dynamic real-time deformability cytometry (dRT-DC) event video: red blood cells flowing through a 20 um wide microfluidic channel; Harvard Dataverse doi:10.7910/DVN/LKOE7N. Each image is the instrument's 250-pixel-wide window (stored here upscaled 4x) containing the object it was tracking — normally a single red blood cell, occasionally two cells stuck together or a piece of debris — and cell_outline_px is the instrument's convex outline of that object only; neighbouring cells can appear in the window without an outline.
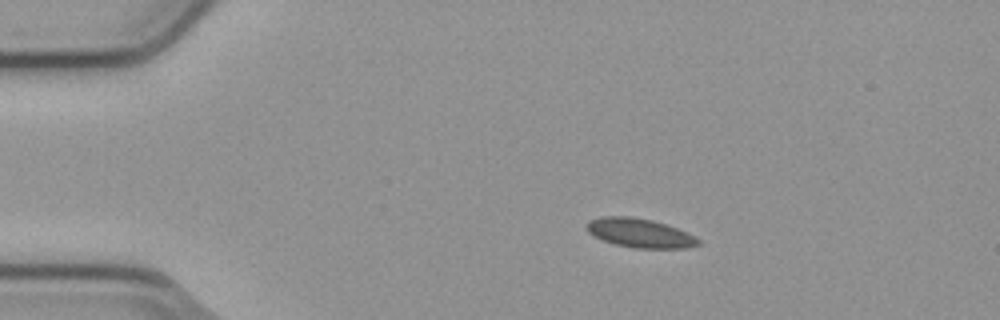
{"species": "common noctule bat (a hibernating species)", "species_latin": "Nyctalus noctula", "temperature_condition": "cold", "stored_images_in_passage": 6, "camera_frame_rate_fps": 3000, "um_per_image_px": 0.085, "animal": {"sex": "male", "body_mass_g": 23.1, "forearm_length_mm": 52.7}, "frame": {"image": 1, "passage_image": 3, "time_ms": 0.667, "image_size_px": [1000, 320], "cell_outline_px": [[700, 244], [688, 248], [632, 248], [616, 244], [604, 240], [588, 232], [588, 220], [604, 216], [628, 216], [652, 220], [676, 228], [700, 240]], "centroid_in_image_um": [54.38, 19.81], "position_along_channel_um": 30.6, "area_um2": 18.5}}
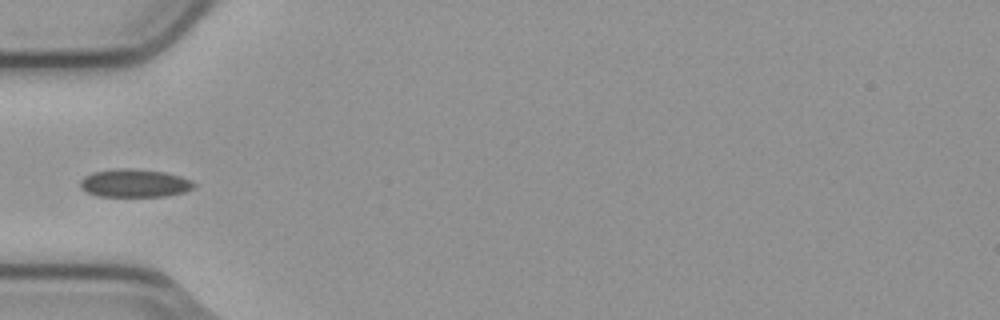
{"frame": {"image": 2, "passage_image": 5, "time_ms": 1.333, "image_size_px": [1000, 320], "cell_outline_px": [[196, 184], [192, 188], [184, 192], [164, 196], [96, 196], [80, 188], [80, 180], [84, 176], [92, 172], [116, 168], [132, 168], [164, 172], [180, 176], [192, 180]], "centroid_in_image_um": [11.41, 15.56], "position_along_channel_um": 73.6, "area_um2": 18.67}}
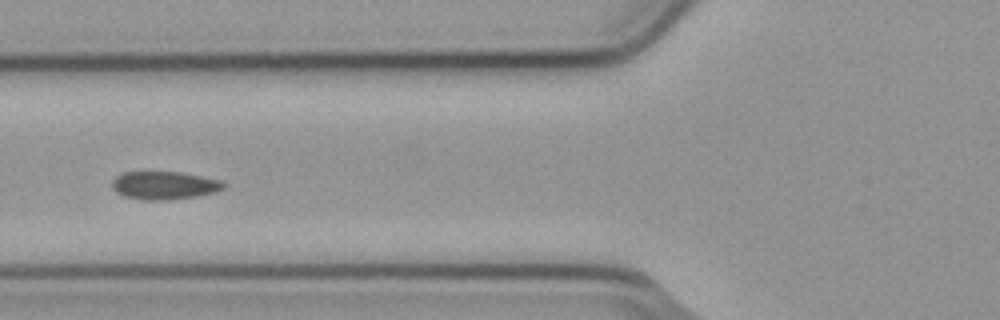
{"frame": {"image": 3, "passage_image": 6, "time_ms": 1.667, "image_size_px": [1000, 320], "cell_outline_px": [[228, 184], [224, 188], [216, 192], [200, 196], [168, 200], [144, 200], [124, 196], [116, 192], [112, 188], [112, 180], [116, 176], [124, 172], [184, 172], [220, 180]], "centroid_in_image_um": [14.0, 15.76], "position_along_channel_um": 111.8, "area_um2": 18.5}}